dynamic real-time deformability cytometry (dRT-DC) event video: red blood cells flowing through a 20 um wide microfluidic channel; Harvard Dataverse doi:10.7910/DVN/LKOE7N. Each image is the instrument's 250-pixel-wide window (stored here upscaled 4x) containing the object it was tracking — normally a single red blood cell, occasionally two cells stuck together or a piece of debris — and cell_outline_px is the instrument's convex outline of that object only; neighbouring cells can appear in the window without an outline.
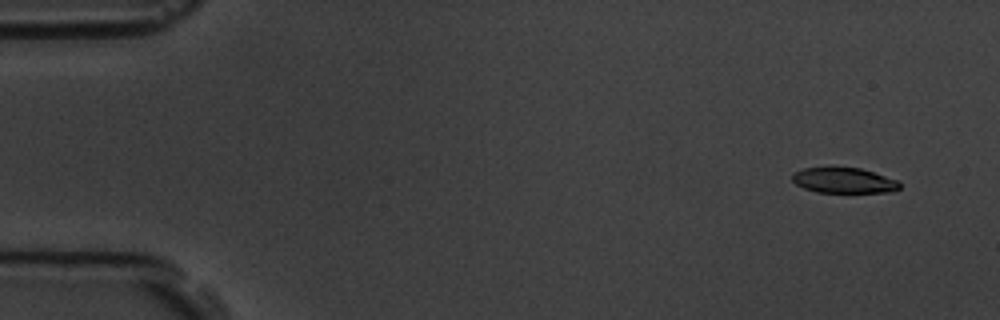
{"species": "common noctule bat (a hibernating species)", "species_latin": "Nyctalus noctula", "temperature_condition": "room temperature", "stored_images_in_passage": 8, "camera_frame_rate_fps": 3000, "um_per_image_px": 0.085, "animal": {"sex": "male", "body_mass_g": 19.5, "forearm_length_mm": 54.6}, "frame": {"image": 1, "passage_image": 2, "time_ms": 1.0, "image_size_px": [1000, 320], "cell_outline_px": [[900, 188], [892, 192], [816, 192], [804, 188], [796, 184], [792, 180], [792, 176], [796, 172], [804, 168], [860, 168], [900, 180]], "centroid_in_image_um": [71.78, 15.35], "position_along_channel_um": 13.2, "area_um2": 15.78}}
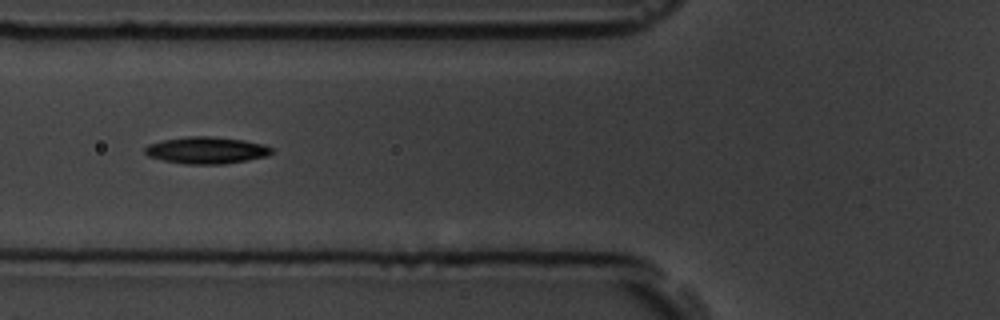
{"frame": {"image": 2, "passage_image": 7, "time_ms": 6.667, "image_size_px": [1000, 320], "cell_outline_px": [[272, 152], [268, 156], [248, 160], [224, 164], [184, 164], [164, 160], [148, 156], [144, 152], [144, 148], [148, 144], [164, 140], [188, 136], [208, 136], [244, 140], [264, 144], [272, 148]], "centroid_in_image_um": [17.56, 12.77], "position_along_channel_um": 108.2, "area_um2": 19.83}}
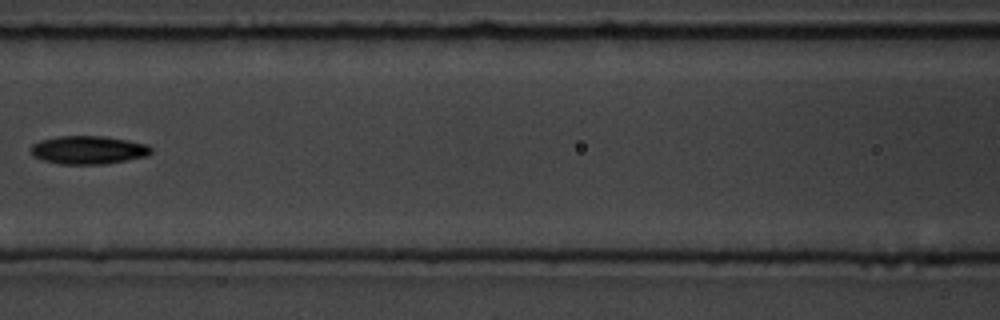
{"frame": {"image": 3, "passage_image": 8, "time_ms": 8.0, "image_size_px": [1000, 320], "cell_outline_px": [[152, 152], [148, 156], [104, 164], [60, 164], [44, 160], [32, 156], [32, 144], [40, 140], [56, 136], [104, 136], [128, 140], [148, 144], [152, 148]], "centroid_in_image_um": [7.53, 12.74], "position_along_channel_um": 159.1, "area_um2": 19.88}}